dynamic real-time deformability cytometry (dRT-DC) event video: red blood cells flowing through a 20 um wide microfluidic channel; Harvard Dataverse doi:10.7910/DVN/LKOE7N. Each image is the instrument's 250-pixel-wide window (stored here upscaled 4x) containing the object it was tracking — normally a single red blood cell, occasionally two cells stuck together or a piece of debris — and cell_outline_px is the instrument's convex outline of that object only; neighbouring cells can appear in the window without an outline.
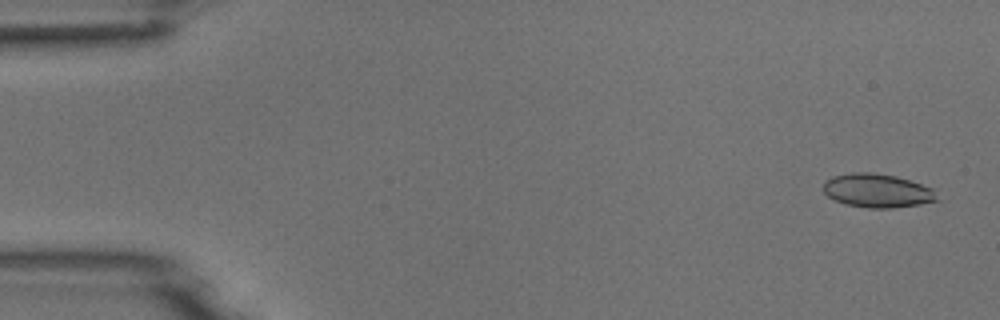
{"species": "common noctule bat (a hibernating species)", "species_latin": "Nyctalus noctula", "temperature_condition": "room temperature", "stored_images_in_passage": 10, "camera_frame_rate_fps": 3000, "um_per_image_px": 0.085, "animal": {"sex": "male", "body_mass_g": 18.8}, "frame": {"image": 1, "passage_image": 1, "time_ms": 0.0, "image_size_px": [1000, 320], "cell_outline_px": [[940, 200], [920, 204], [892, 208], [868, 208], [844, 204], [828, 196], [824, 192], [824, 180], [832, 176], [852, 172], [872, 172], [896, 176], [932, 188]], "centroid_in_image_um": [74.55, 16.2], "position_along_channel_um": 10.4, "area_um2": 22.37}}
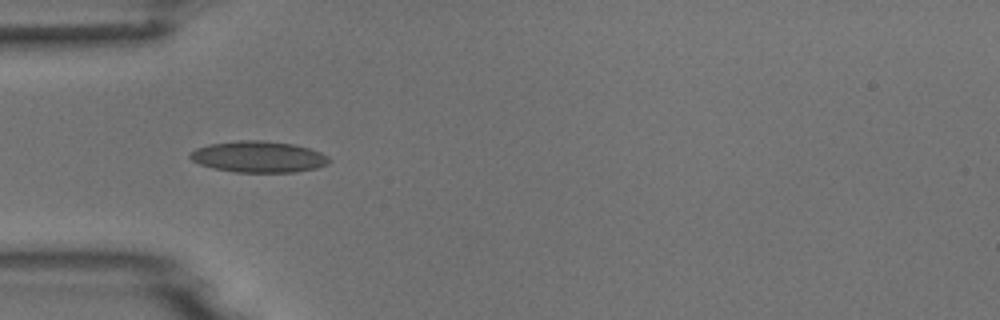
{"frame": {"image": 2, "passage_image": 5, "time_ms": 4.667, "image_size_px": [1000, 320], "cell_outline_px": [[332, 160], [328, 164], [316, 168], [296, 172], [232, 172], [212, 168], [200, 164], [192, 160], [188, 156], [196, 148], [208, 144], [240, 140], [264, 140], [292, 144], [308, 148], [320, 152], [328, 156]], "centroid_in_image_um": [21.98, 13.33], "position_along_channel_um": 63.0, "area_um2": 25.43}}
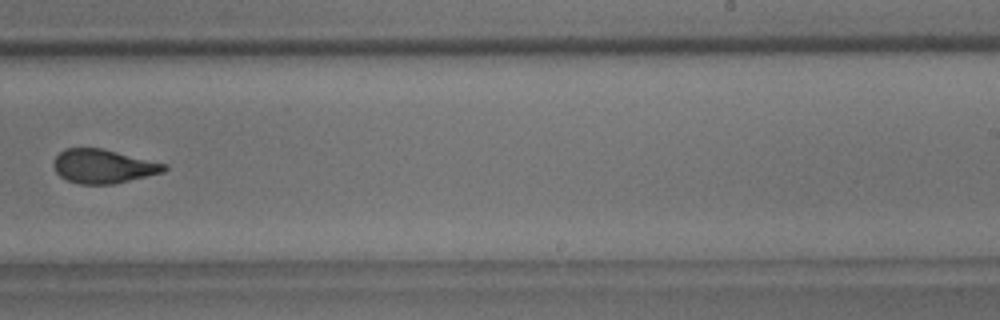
{"frame": {"image": 3, "passage_image": 10, "time_ms": 10.333, "image_size_px": [1000, 320], "cell_outline_px": [[168, 168], [164, 172], [112, 184], [80, 184], [68, 180], [60, 176], [56, 172], [52, 164], [56, 156], [64, 148], [100, 148], [168, 164]], "centroid_in_image_um": [8.77, 14.13], "position_along_channel_um": 280.2, "area_um2": 21.73}}